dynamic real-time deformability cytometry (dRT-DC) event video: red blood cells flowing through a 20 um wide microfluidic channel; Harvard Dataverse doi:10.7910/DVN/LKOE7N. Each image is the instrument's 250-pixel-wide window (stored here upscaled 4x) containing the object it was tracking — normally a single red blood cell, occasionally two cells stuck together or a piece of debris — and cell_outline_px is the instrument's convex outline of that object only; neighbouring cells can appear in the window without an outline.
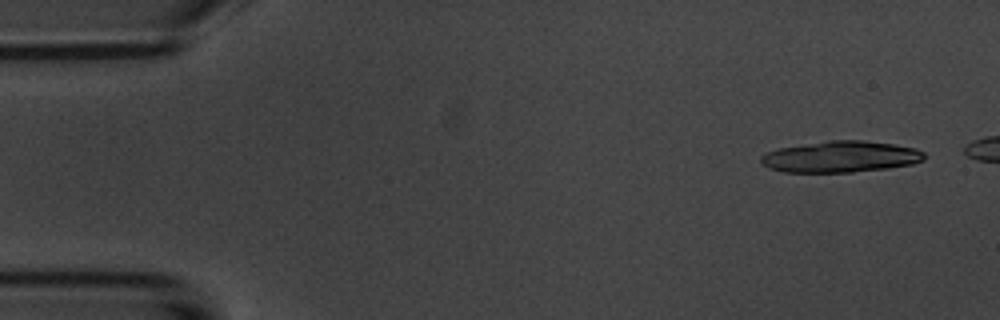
{"species": "common noctule bat (a hibernating species)", "species_latin": "Nyctalus noctula", "temperature_condition": "room temperature", "stored_images_in_passage": 8, "segment_of_instrument_passage": [1, 2], "camera_frame_rate_fps": 3000, "um_per_image_px": 0.085, "animal": {"sex": "male", "body_mass_g": 20.1, "forearm_length_mm": 53.5}, "frame": {"image": 1, "passage_image": 1, "time_ms": 0.0, "image_size_px": [1000, 320], "cell_outline_px": [[924, 160], [912, 164], [888, 168], [852, 172], [784, 172], [768, 168], [760, 160], [760, 156], [764, 152], [780, 148], [828, 140], [864, 140], [896, 144], [916, 148], [924, 152]], "centroid_in_image_um": [71.46, 13.32], "position_along_channel_um": 13.5, "area_um2": 29.94}}
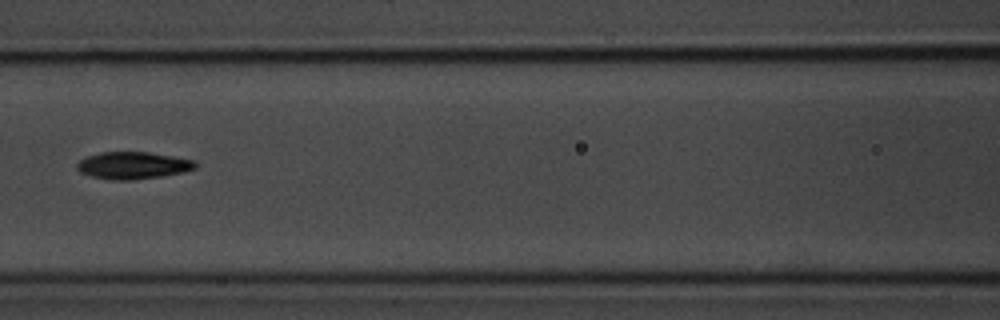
{"frame": {"image": 2, "passage_image": 7, "time_ms": 7.0, "image_size_px": [1000, 320], "cell_outline_px": [[196, 168], [184, 172], [160, 176], [132, 180], [112, 180], [92, 176], [80, 172], [76, 168], [76, 164], [80, 160], [88, 156], [100, 152], [148, 152], [196, 160]], "centroid_in_image_um": [11.3, 14.06], "position_along_channel_um": 155.3, "area_um2": 18.67}}